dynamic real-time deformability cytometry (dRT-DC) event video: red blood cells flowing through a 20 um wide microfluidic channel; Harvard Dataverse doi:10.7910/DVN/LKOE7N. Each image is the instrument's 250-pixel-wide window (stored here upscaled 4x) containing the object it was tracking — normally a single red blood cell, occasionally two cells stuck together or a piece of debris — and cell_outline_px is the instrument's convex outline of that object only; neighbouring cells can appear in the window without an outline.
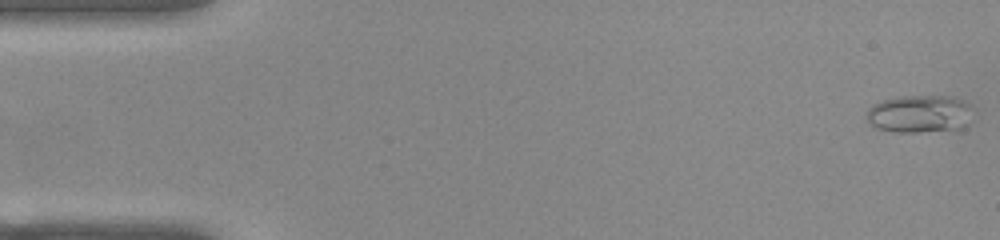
{"species": "common noctule bat (a hibernating species)", "species_latin": "Nyctalus noctula", "temperature_condition": "warm", "stored_images_in_passage": 52, "camera_frame_rate_fps": 3000, "um_per_image_px": 0.085, "animal": {"sex": "female", "body_mass_g": 22.0, "forearm_length_mm": 56.7}, "frame": {"image": 1, "passage_image": 1, "time_ms": 0.0, "image_size_px": [1000, 240], "cell_outline_px": [[968, 124], [964, 128], [920, 132], [892, 132], [876, 128], [868, 120], [868, 108], [872, 104], [880, 100], [900, 96], [952, 96], [968, 104]], "centroid_in_image_um": [78.1, 9.68], "position_along_channel_um": 6.9, "area_um2": 23.12}}
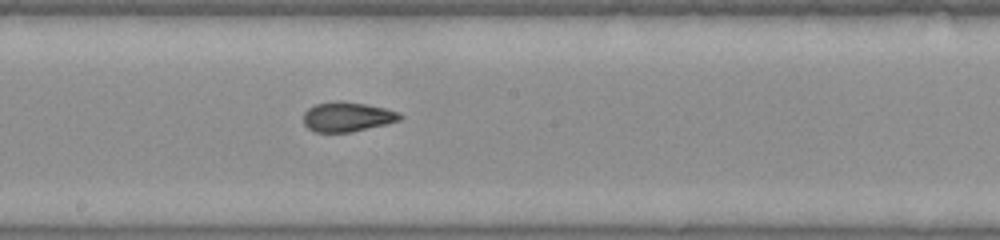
{"frame": {"image": 2, "passage_image": 28, "time_ms": 9.0, "image_size_px": [1000, 240], "cell_outline_px": [[404, 116], [400, 120], [352, 132], [316, 132], [308, 128], [304, 124], [304, 112], [308, 108], [316, 104], [340, 100], [364, 104], [384, 108], [400, 112]], "centroid_in_image_um": [29.51, 9.93], "position_along_channel_um": 218.7, "area_um2": 16.59}}
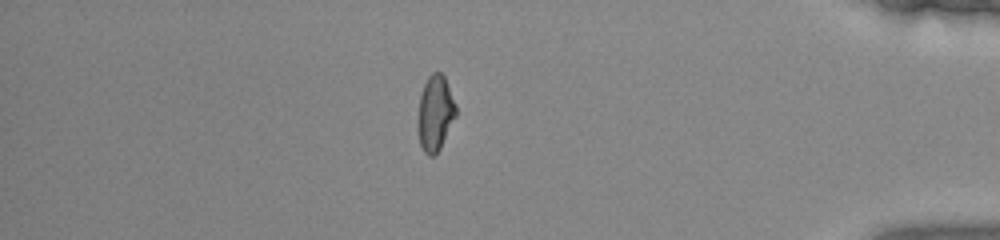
{"frame": {"image": 3, "passage_image": 45, "time_ms": 14.667, "image_size_px": [1000, 240], "cell_outline_px": [[456, 116], [440, 148], [432, 156], [428, 156], [424, 152], [420, 144], [416, 128], [416, 116], [420, 96], [424, 84], [428, 76], [432, 72], [440, 72], [444, 76], [456, 104]], "centroid_in_image_um": [36.96, 9.62], "position_along_channel_um": 398.2, "area_um2": 16.99}, "authors_computed_cell_mechanics": {"area_um2": 17.1377, "velocity_mm_per_s": 3.871, "shape_relaxation_time_tau1_ms": null, "shape_relaxation_time_tau2_ms": 1.16, "deformation_change_tau1": null, "deformation_change_tau2": 0.0724}}